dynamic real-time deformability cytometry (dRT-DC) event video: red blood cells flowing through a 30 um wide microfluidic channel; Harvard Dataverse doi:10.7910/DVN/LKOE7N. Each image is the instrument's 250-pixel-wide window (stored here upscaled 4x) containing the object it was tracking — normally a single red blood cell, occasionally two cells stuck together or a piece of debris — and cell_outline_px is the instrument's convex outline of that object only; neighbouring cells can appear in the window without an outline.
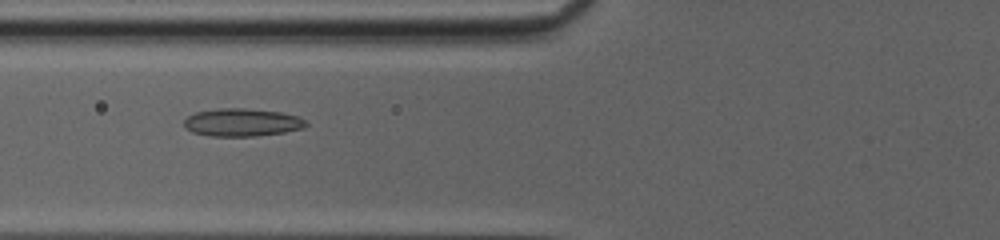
{"species": "common noctule bat (a hibernating species)", "species_latin": "Nyctalus noctula", "temperature_condition": "cold", "stored_images_in_passage": 47, "camera_frame_rate_fps": 3000, "um_per_image_px": 0.085, "animal": {"sex": "female", "body_mass_g": 20.0, "forearm_length_mm": 54.0}, "frame": {"image": 1, "passage_image": 18, "time_ms": 5.667, "image_size_px": [1000, 240], "cell_outline_px": [[308, 124], [304, 128], [284, 132], [256, 136], [212, 136], [192, 132], [184, 128], [184, 120], [188, 116], [196, 112], [216, 108], [244, 108], [280, 112], [296, 116], [304, 120]], "centroid_in_image_um": [20.54, 10.4], "position_along_channel_um": 105.3, "area_um2": 19.77}}
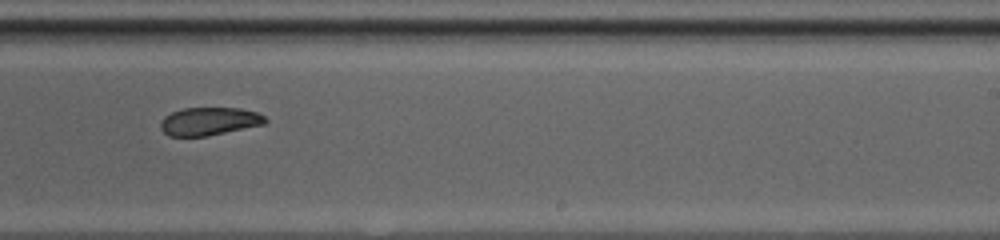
{"frame": {"image": 2, "passage_image": 30, "time_ms": 9.667, "image_size_px": [1000, 240], "cell_outline_px": [[268, 120], [264, 124], [208, 136], [168, 136], [160, 128], [160, 120], [164, 116], [172, 112], [184, 108], [240, 108], [256, 112], [264, 116]], "centroid_in_image_um": [17.76, 10.31], "position_along_channel_um": 271.2, "area_um2": 17.11}}
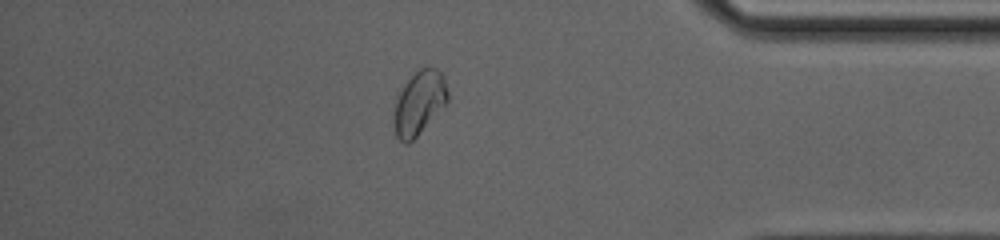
{"frame": {"image": 3, "passage_image": 41, "time_ms": 13.333, "image_size_px": [1000, 240], "cell_outline_px": [[448, 100], [416, 136], [408, 144], [404, 144], [396, 136], [392, 120], [392, 116], [396, 92], [420, 68], [436, 68], [444, 76], [448, 92]], "centroid_in_image_um": [35.56, 8.74], "position_along_channel_um": 399.6, "area_um2": 20.0}, "authors_computed_cell_mechanics": {"area_um2": 19.7098, "velocity_mm_per_s": 4.1539, "shape_relaxation_time_tau1_ms": null, "shape_relaxation_time_tau2_ms": 2.7361, "deformation_change_tau1": null, "deformation_change_tau2": 0.0598}}